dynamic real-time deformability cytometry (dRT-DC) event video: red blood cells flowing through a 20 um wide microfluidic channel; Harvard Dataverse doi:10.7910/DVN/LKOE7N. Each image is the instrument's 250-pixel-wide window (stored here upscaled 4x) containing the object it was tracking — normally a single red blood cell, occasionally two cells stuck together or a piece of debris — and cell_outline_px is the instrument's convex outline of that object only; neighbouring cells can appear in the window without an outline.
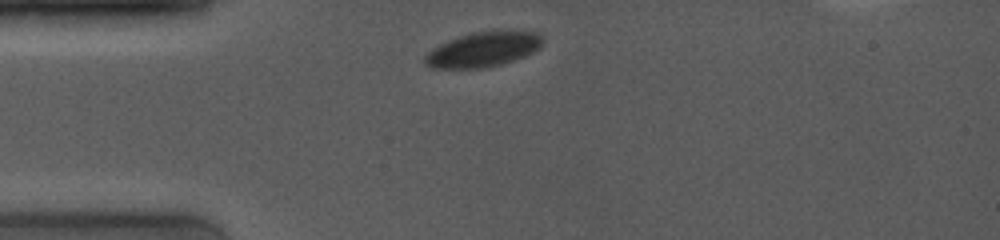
{"species": "common noctule bat (a hibernating species)", "species_latin": "Nyctalus noctula", "temperature_condition": "room temperature", "stored_images_in_passage": 21, "camera_frame_rate_fps": 4000, "um_per_image_px": 0.085, "animal": {"sex": "female", "body_mass_g": 19.0, "forearm_length_mm": 53.3}, "frame": {"image": 1, "passage_image": 1, "time_ms": 0.0, "image_size_px": [1000, 240], "cell_outline_px": [[544, 40], [540, 48], [524, 56], [500, 64], [480, 68], [432, 68], [424, 64], [424, 56], [432, 48], [448, 40], [472, 32], [492, 28], [512, 28], [540, 32]], "centroid_in_image_um": [41.13, 4.13], "position_along_channel_um": 43.9, "area_um2": 24.8}}
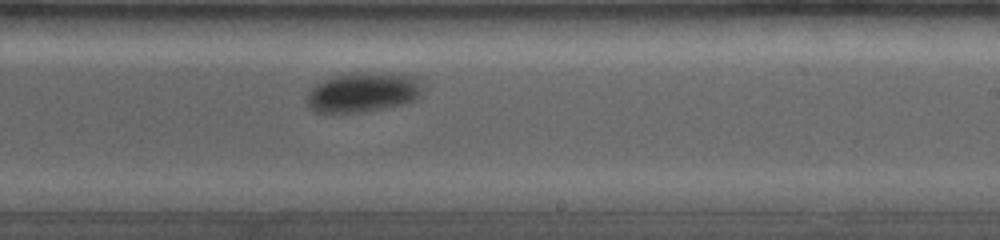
{"frame": {"image": 2, "passage_image": 16, "time_ms": 6.25, "image_size_px": [1000, 240], "cell_outline_px": [[424, 84], [420, 96], [416, 100], [404, 104], [360, 112], [312, 112], [304, 100], [308, 92], [316, 84], [324, 80], [336, 76], [412, 76], [420, 80]], "centroid_in_image_um": [30.82, 7.93], "position_along_channel_um": 258.2, "area_um2": 25.61}}
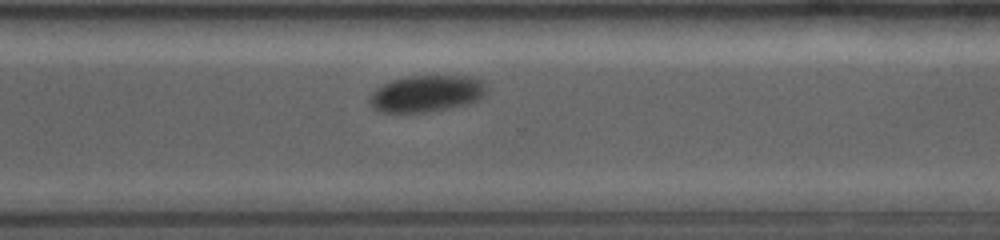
{"frame": {"image": 3, "passage_image": 21, "time_ms": 8.25, "image_size_px": [1000, 240], "cell_outline_px": [[488, 88], [484, 96], [480, 100], [468, 104], [424, 112], [380, 112], [372, 108], [368, 100], [372, 92], [376, 88], [392, 80], [408, 76], [464, 76], [484, 80]], "centroid_in_image_um": [36.27, 7.95], "position_along_channel_um": 334.3, "area_um2": 25.09}}